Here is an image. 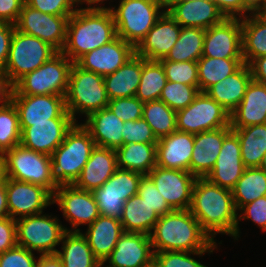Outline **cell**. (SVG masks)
<instances>
[{"instance_id":"obj_1","label":"cell","mask_w":266,"mask_h":267,"mask_svg":"<svg viewBox=\"0 0 266 267\" xmlns=\"http://www.w3.org/2000/svg\"><path fill=\"white\" fill-rule=\"evenodd\" d=\"M189 210L213 241L217 233L238 240V213L231 190L215 185L206 178H197Z\"/></svg>"},{"instance_id":"obj_2","label":"cell","mask_w":266,"mask_h":267,"mask_svg":"<svg viewBox=\"0 0 266 267\" xmlns=\"http://www.w3.org/2000/svg\"><path fill=\"white\" fill-rule=\"evenodd\" d=\"M116 37V25L108 7L77 8L68 19L66 43L61 52L75 63L84 54Z\"/></svg>"},{"instance_id":"obj_3","label":"cell","mask_w":266,"mask_h":267,"mask_svg":"<svg viewBox=\"0 0 266 267\" xmlns=\"http://www.w3.org/2000/svg\"><path fill=\"white\" fill-rule=\"evenodd\" d=\"M149 236L154 252H197L214 242L189 209L172 210L160 216Z\"/></svg>"},{"instance_id":"obj_4","label":"cell","mask_w":266,"mask_h":267,"mask_svg":"<svg viewBox=\"0 0 266 267\" xmlns=\"http://www.w3.org/2000/svg\"><path fill=\"white\" fill-rule=\"evenodd\" d=\"M96 147L90 133L75 123L52 153L53 176L58 185H73Z\"/></svg>"},{"instance_id":"obj_5","label":"cell","mask_w":266,"mask_h":267,"mask_svg":"<svg viewBox=\"0 0 266 267\" xmlns=\"http://www.w3.org/2000/svg\"><path fill=\"white\" fill-rule=\"evenodd\" d=\"M1 161L5 178L40 185L52 195L59 186L53 176L51 156L47 154L19 144L4 152Z\"/></svg>"},{"instance_id":"obj_6","label":"cell","mask_w":266,"mask_h":267,"mask_svg":"<svg viewBox=\"0 0 266 267\" xmlns=\"http://www.w3.org/2000/svg\"><path fill=\"white\" fill-rule=\"evenodd\" d=\"M109 103L104 77L87 71L73 63L65 95L66 110L75 119L78 113L85 117L95 111L106 108Z\"/></svg>"},{"instance_id":"obj_7","label":"cell","mask_w":266,"mask_h":267,"mask_svg":"<svg viewBox=\"0 0 266 267\" xmlns=\"http://www.w3.org/2000/svg\"><path fill=\"white\" fill-rule=\"evenodd\" d=\"M117 36L135 48L166 11L158 0H121L110 8Z\"/></svg>"},{"instance_id":"obj_8","label":"cell","mask_w":266,"mask_h":267,"mask_svg":"<svg viewBox=\"0 0 266 267\" xmlns=\"http://www.w3.org/2000/svg\"><path fill=\"white\" fill-rule=\"evenodd\" d=\"M73 62L62 52L36 70L20 78L9 95H60L65 96Z\"/></svg>"},{"instance_id":"obj_9","label":"cell","mask_w":266,"mask_h":267,"mask_svg":"<svg viewBox=\"0 0 266 267\" xmlns=\"http://www.w3.org/2000/svg\"><path fill=\"white\" fill-rule=\"evenodd\" d=\"M57 53L47 42L15 29L4 70L8 85L12 87L20 78L42 66Z\"/></svg>"},{"instance_id":"obj_10","label":"cell","mask_w":266,"mask_h":267,"mask_svg":"<svg viewBox=\"0 0 266 267\" xmlns=\"http://www.w3.org/2000/svg\"><path fill=\"white\" fill-rule=\"evenodd\" d=\"M43 213L30 215L16 220L17 245L40 255L56 254L68 229L62 226L57 217Z\"/></svg>"},{"instance_id":"obj_11","label":"cell","mask_w":266,"mask_h":267,"mask_svg":"<svg viewBox=\"0 0 266 267\" xmlns=\"http://www.w3.org/2000/svg\"><path fill=\"white\" fill-rule=\"evenodd\" d=\"M177 130L191 134L230 126V113L206 92H200L186 108L176 111Z\"/></svg>"},{"instance_id":"obj_12","label":"cell","mask_w":266,"mask_h":267,"mask_svg":"<svg viewBox=\"0 0 266 267\" xmlns=\"http://www.w3.org/2000/svg\"><path fill=\"white\" fill-rule=\"evenodd\" d=\"M69 17L42 13L24 3L14 25L16 30L35 36L61 52L66 43Z\"/></svg>"},{"instance_id":"obj_13","label":"cell","mask_w":266,"mask_h":267,"mask_svg":"<svg viewBox=\"0 0 266 267\" xmlns=\"http://www.w3.org/2000/svg\"><path fill=\"white\" fill-rule=\"evenodd\" d=\"M53 204L59 205L63 216L71 224L69 232H80L77 227L88 226L100 216L92 191L81 190L74 185H59L53 194Z\"/></svg>"},{"instance_id":"obj_14","label":"cell","mask_w":266,"mask_h":267,"mask_svg":"<svg viewBox=\"0 0 266 267\" xmlns=\"http://www.w3.org/2000/svg\"><path fill=\"white\" fill-rule=\"evenodd\" d=\"M155 187L173 210L190 208L197 177L189 171L155 166L149 173Z\"/></svg>"},{"instance_id":"obj_15","label":"cell","mask_w":266,"mask_h":267,"mask_svg":"<svg viewBox=\"0 0 266 267\" xmlns=\"http://www.w3.org/2000/svg\"><path fill=\"white\" fill-rule=\"evenodd\" d=\"M6 195L9 217L14 220L42 213L53 204V195L46 188L10 178H6Z\"/></svg>"},{"instance_id":"obj_16","label":"cell","mask_w":266,"mask_h":267,"mask_svg":"<svg viewBox=\"0 0 266 267\" xmlns=\"http://www.w3.org/2000/svg\"><path fill=\"white\" fill-rule=\"evenodd\" d=\"M76 122L73 118H53L50 122L20 123V144L49 156L62 144Z\"/></svg>"},{"instance_id":"obj_17","label":"cell","mask_w":266,"mask_h":267,"mask_svg":"<svg viewBox=\"0 0 266 267\" xmlns=\"http://www.w3.org/2000/svg\"><path fill=\"white\" fill-rule=\"evenodd\" d=\"M202 56L243 58L241 18H225L206 29Z\"/></svg>"},{"instance_id":"obj_18","label":"cell","mask_w":266,"mask_h":267,"mask_svg":"<svg viewBox=\"0 0 266 267\" xmlns=\"http://www.w3.org/2000/svg\"><path fill=\"white\" fill-rule=\"evenodd\" d=\"M17 109L19 123L50 122L53 118H72L66 110L65 96L9 95Z\"/></svg>"},{"instance_id":"obj_19","label":"cell","mask_w":266,"mask_h":267,"mask_svg":"<svg viewBox=\"0 0 266 267\" xmlns=\"http://www.w3.org/2000/svg\"><path fill=\"white\" fill-rule=\"evenodd\" d=\"M150 236L144 233L123 232L110 255L102 263L107 267H148L154 263Z\"/></svg>"},{"instance_id":"obj_20","label":"cell","mask_w":266,"mask_h":267,"mask_svg":"<svg viewBox=\"0 0 266 267\" xmlns=\"http://www.w3.org/2000/svg\"><path fill=\"white\" fill-rule=\"evenodd\" d=\"M135 54V47L117 36L111 42L84 54L75 63L84 70L104 77L115 72Z\"/></svg>"},{"instance_id":"obj_21","label":"cell","mask_w":266,"mask_h":267,"mask_svg":"<svg viewBox=\"0 0 266 267\" xmlns=\"http://www.w3.org/2000/svg\"><path fill=\"white\" fill-rule=\"evenodd\" d=\"M245 168L241 158L239 138L231 130L224 137L215 165L205 178L215 185L232 190L242 177Z\"/></svg>"},{"instance_id":"obj_22","label":"cell","mask_w":266,"mask_h":267,"mask_svg":"<svg viewBox=\"0 0 266 267\" xmlns=\"http://www.w3.org/2000/svg\"><path fill=\"white\" fill-rule=\"evenodd\" d=\"M181 26L165 11L135 48L136 54L149 61L164 59L175 45Z\"/></svg>"},{"instance_id":"obj_23","label":"cell","mask_w":266,"mask_h":267,"mask_svg":"<svg viewBox=\"0 0 266 267\" xmlns=\"http://www.w3.org/2000/svg\"><path fill=\"white\" fill-rule=\"evenodd\" d=\"M181 27L208 29L226 17L210 0H180L166 10Z\"/></svg>"},{"instance_id":"obj_24","label":"cell","mask_w":266,"mask_h":267,"mask_svg":"<svg viewBox=\"0 0 266 267\" xmlns=\"http://www.w3.org/2000/svg\"><path fill=\"white\" fill-rule=\"evenodd\" d=\"M194 134L176 130L156 143V165L190 172Z\"/></svg>"},{"instance_id":"obj_25","label":"cell","mask_w":266,"mask_h":267,"mask_svg":"<svg viewBox=\"0 0 266 267\" xmlns=\"http://www.w3.org/2000/svg\"><path fill=\"white\" fill-rule=\"evenodd\" d=\"M231 127H222L194 134V146L190 160V173L197 178H205L213 169L220 153L224 137Z\"/></svg>"},{"instance_id":"obj_26","label":"cell","mask_w":266,"mask_h":267,"mask_svg":"<svg viewBox=\"0 0 266 267\" xmlns=\"http://www.w3.org/2000/svg\"><path fill=\"white\" fill-rule=\"evenodd\" d=\"M266 123V84L253 79L247 85L243 100L230 113V127L243 128Z\"/></svg>"},{"instance_id":"obj_27","label":"cell","mask_w":266,"mask_h":267,"mask_svg":"<svg viewBox=\"0 0 266 267\" xmlns=\"http://www.w3.org/2000/svg\"><path fill=\"white\" fill-rule=\"evenodd\" d=\"M116 169V150L96 146L73 185L81 190L93 191L100 188L114 174Z\"/></svg>"},{"instance_id":"obj_28","label":"cell","mask_w":266,"mask_h":267,"mask_svg":"<svg viewBox=\"0 0 266 267\" xmlns=\"http://www.w3.org/2000/svg\"><path fill=\"white\" fill-rule=\"evenodd\" d=\"M123 125L124 122L108 107L91 113L82 124L97 147L115 150L123 145Z\"/></svg>"},{"instance_id":"obj_29","label":"cell","mask_w":266,"mask_h":267,"mask_svg":"<svg viewBox=\"0 0 266 267\" xmlns=\"http://www.w3.org/2000/svg\"><path fill=\"white\" fill-rule=\"evenodd\" d=\"M124 230L118 218L100 215L81 234L86 238L94 256L101 264L115 248Z\"/></svg>"},{"instance_id":"obj_30","label":"cell","mask_w":266,"mask_h":267,"mask_svg":"<svg viewBox=\"0 0 266 267\" xmlns=\"http://www.w3.org/2000/svg\"><path fill=\"white\" fill-rule=\"evenodd\" d=\"M251 80L249 66L243 64L232 75L211 86L206 93L231 113L243 100L247 85Z\"/></svg>"},{"instance_id":"obj_31","label":"cell","mask_w":266,"mask_h":267,"mask_svg":"<svg viewBox=\"0 0 266 267\" xmlns=\"http://www.w3.org/2000/svg\"><path fill=\"white\" fill-rule=\"evenodd\" d=\"M142 74V57L133 55L112 74L104 76L109 100L136 95Z\"/></svg>"},{"instance_id":"obj_32","label":"cell","mask_w":266,"mask_h":267,"mask_svg":"<svg viewBox=\"0 0 266 267\" xmlns=\"http://www.w3.org/2000/svg\"><path fill=\"white\" fill-rule=\"evenodd\" d=\"M160 216L138 194L124 202L119 220L124 232L150 235Z\"/></svg>"},{"instance_id":"obj_33","label":"cell","mask_w":266,"mask_h":267,"mask_svg":"<svg viewBox=\"0 0 266 267\" xmlns=\"http://www.w3.org/2000/svg\"><path fill=\"white\" fill-rule=\"evenodd\" d=\"M61 242L62 250H57L56 255L60 258L63 267H102L81 231H67Z\"/></svg>"},{"instance_id":"obj_34","label":"cell","mask_w":266,"mask_h":267,"mask_svg":"<svg viewBox=\"0 0 266 267\" xmlns=\"http://www.w3.org/2000/svg\"><path fill=\"white\" fill-rule=\"evenodd\" d=\"M241 27L243 61L248 65L253 59L266 56V17L249 14L241 18Z\"/></svg>"},{"instance_id":"obj_35","label":"cell","mask_w":266,"mask_h":267,"mask_svg":"<svg viewBox=\"0 0 266 267\" xmlns=\"http://www.w3.org/2000/svg\"><path fill=\"white\" fill-rule=\"evenodd\" d=\"M117 168L142 175L156 166V143H130L116 149Z\"/></svg>"},{"instance_id":"obj_36","label":"cell","mask_w":266,"mask_h":267,"mask_svg":"<svg viewBox=\"0 0 266 267\" xmlns=\"http://www.w3.org/2000/svg\"><path fill=\"white\" fill-rule=\"evenodd\" d=\"M231 129L239 138L244 166L259 167L266 154V123Z\"/></svg>"},{"instance_id":"obj_37","label":"cell","mask_w":266,"mask_h":267,"mask_svg":"<svg viewBox=\"0 0 266 267\" xmlns=\"http://www.w3.org/2000/svg\"><path fill=\"white\" fill-rule=\"evenodd\" d=\"M243 64V58L202 56L197 61L200 92H206L211 86L236 72Z\"/></svg>"},{"instance_id":"obj_38","label":"cell","mask_w":266,"mask_h":267,"mask_svg":"<svg viewBox=\"0 0 266 267\" xmlns=\"http://www.w3.org/2000/svg\"><path fill=\"white\" fill-rule=\"evenodd\" d=\"M237 212L246 204L266 196V173L259 167H247L231 190Z\"/></svg>"},{"instance_id":"obj_39","label":"cell","mask_w":266,"mask_h":267,"mask_svg":"<svg viewBox=\"0 0 266 267\" xmlns=\"http://www.w3.org/2000/svg\"><path fill=\"white\" fill-rule=\"evenodd\" d=\"M205 30L194 27H181L179 38L164 59L173 62H197L203 53Z\"/></svg>"},{"instance_id":"obj_40","label":"cell","mask_w":266,"mask_h":267,"mask_svg":"<svg viewBox=\"0 0 266 267\" xmlns=\"http://www.w3.org/2000/svg\"><path fill=\"white\" fill-rule=\"evenodd\" d=\"M166 82L162 64L142 57V74L135 96L143 103L159 100Z\"/></svg>"},{"instance_id":"obj_41","label":"cell","mask_w":266,"mask_h":267,"mask_svg":"<svg viewBox=\"0 0 266 267\" xmlns=\"http://www.w3.org/2000/svg\"><path fill=\"white\" fill-rule=\"evenodd\" d=\"M142 118L152 128L157 139L177 130L176 111L161 100L144 102Z\"/></svg>"},{"instance_id":"obj_42","label":"cell","mask_w":266,"mask_h":267,"mask_svg":"<svg viewBox=\"0 0 266 267\" xmlns=\"http://www.w3.org/2000/svg\"><path fill=\"white\" fill-rule=\"evenodd\" d=\"M21 128L18 112L14 104L8 99L0 103V156L19 145Z\"/></svg>"},{"instance_id":"obj_43","label":"cell","mask_w":266,"mask_h":267,"mask_svg":"<svg viewBox=\"0 0 266 267\" xmlns=\"http://www.w3.org/2000/svg\"><path fill=\"white\" fill-rule=\"evenodd\" d=\"M142 174L126 169L117 168L114 174L100 187L105 192H114L126 202L130 197L138 194V187Z\"/></svg>"},{"instance_id":"obj_44","label":"cell","mask_w":266,"mask_h":267,"mask_svg":"<svg viewBox=\"0 0 266 267\" xmlns=\"http://www.w3.org/2000/svg\"><path fill=\"white\" fill-rule=\"evenodd\" d=\"M199 93V86L167 81L159 100L171 109L178 111L192 103Z\"/></svg>"},{"instance_id":"obj_45","label":"cell","mask_w":266,"mask_h":267,"mask_svg":"<svg viewBox=\"0 0 266 267\" xmlns=\"http://www.w3.org/2000/svg\"><path fill=\"white\" fill-rule=\"evenodd\" d=\"M217 243L214 241L206 250L197 252L186 251H163L154 252V264L157 267H207L198 262L192 255L202 256L206 252L213 253L214 248L217 249Z\"/></svg>"},{"instance_id":"obj_46","label":"cell","mask_w":266,"mask_h":267,"mask_svg":"<svg viewBox=\"0 0 266 267\" xmlns=\"http://www.w3.org/2000/svg\"><path fill=\"white\" fill-rule=\"evenodd\" d=\"M159 62L164 68L167 81L199 86L197 62L168 60H159Z\"/></svg>"},{"instance_id":"obj_47","label":"cell","mask_w":266,"mask_h":267,"mask_svg":"<svg viewBox=\"0 0 266 267\" xmlns=\"http://www.w3.org/2000/svg\"><path fill=\"white\" fill-rule=\"evenodd\" d=\"M122 135L123 145L130 143H157L158 141L152 128L143 118L124 122Z\"/></svg>"},{"instance_id":"obj_48","label":"cell","mask_w":266,"mask_h":267,"mask_svg":"<svg viewBox=\"0 0 266 267\" xmlns=\"http://www.w3.org/2000/svg\"><path fill=\"white\" fill-rule=\"evenodd\" d=\"M144 103L136 96L111 99L108 108L123 122L136 121L142 118Z\"/></svg>"},{"instance_id":"obj_49","label":"cell","mask_w":266,"mask_h":267,"mask_svg":"<svg viewBox=\"0 0 266 267\" xmlns=\"http://www.w3.org/2000/svg\"><path fill=\"white\" fill-rule=\"evenodd\" d=\"M138 195L145 200L159 216H163L173 210L159 193L148 175H143L140 179Z\"/></svg>"},{"instance_id":"obj_50","label":"cell","mask_w":266,"mask_h":267,"mask_svg":"<svg viewBox=\"0 0 266 267\" xmlns=\"http://www.w3.org/2000/svg\"><path fill=\"white\" fill-rule=\"evenodd\" d=\"M25 3L42 13L57 16H71L77 10L76 5L83 4L82 0H25Z\"/></svg>"},{"instance_id":"obj_51","label":"cell","mask_w":266,"mask_h":267,"mask_svg":"<svg viewBox=\"0 0 266 267\" xmlns=\"http://www.w3.org/2000/svg\"><path fill=\"white\" fill-rule=\"evenodd\" d=\"M97 202L100 215L120 218L124 201L114 192H105L102 188L92 191Z\"/></svg>"},{"instance_id":"obj_52","label":"cell","mask_w":266,"mask_h":267,"mask_svg":"<svg viewBox=\"0 0 266 267\" xmlns=\"http://www.w3.org/2000/svg\"><path fill=\"white\" fill-rule=\"evenodd\" d=\"M36 262L33 252L19 245L0 254V267H34Z\"/></svg>"},{"instance_id":"obj_53","label":"cell","mask_w":266,"mask_h":267,"mask_svg":"<svg viewBox=\"0 0 266 267\" xmlns=\"http://www.w3.org/2000/svg\"><path fill=\"white\" fill-rule=\"evenodd\" d=\"M239 211L240 215H237L238 224L241 219H249L261 227L262 231L266 232V196L244 205Z\"/></svg>"},{"instance_id":"obj_54","label":"cell","mask_w":266,"mask_h":267,"mask_svg":"<svg viewBox=\"0 0 266 267\" xmlns=\"http://www.w3.org/2000/svg\"><path fill=\"white\" fill-rule=\"evenodd\" d=\"M16 245V220L9 216L0 218V254Z\"/></svg>"},{"instance_id":"obj_55","label":"cell","mask_w":266,"mask_h":267,"mask_svg":"<svg viewBox=\"0 0 266 267\" xmlns=\"http://www.w3.org/2000/svg\"><path fill=\"white\" fill-rule=\"evenodd\" d=\"M15 25L0 20V70L4 72L7 63Z\"/></svg>"},{"instance_id":"obj_56","label":"cell","mask_w":266,"mask_h":267,"mask_svg":"<svg viewBox=\"0 0 266 267\" xmlns=\"http://www.w3.org/2000/svg\"><path fill=\"white\" fill-rule=\"evenodd\" d=\"M25 0H0V20L15 24Z\"/></svg>"},{"instance_id":"obj_57","label":"cell","mask_w":266,"mask_h":267,"mask_svg":"<svg viewBox=\"0 0 266 267\" xmlns=\"http://www.w3.org/2000/svg\"><path fill=\"white\" fill-rule=\"evenodd\" d=\"M226 18H242V0H210Z\"/></svg>"},{"instance_id":"obj_58","label":"cell","mask_w":266,"mask_h":267,"mask_svg":"<svg viewBox=\"0 0 266 267\" xmlns=\"http://www.w3.org/2000/svg\"><path fill=\"white\" fill-rule=\"evenodd\" d=\"M252 79L266 84V56L253 59L249 64Z\"/></svg>"},{"instance_id":"obj_59","label":"cell","mask_w":266,"mask_h":267,"mask_svg":"<svg viewBox=\"0 0 266 267\" xmlns=\"http://www.w3.org/2000/svg\"><path fill=\"white\" fill-rule=\"evenodd\" d=\"M266 8V0H242V18L249 14H260Z\"/></svg>"},{"instance_id":"obj_60","label":"cell","mask_w":266,"mask_h":267,"mask_svg":"<svg viewBox=\"0 0 266 267\" xmlns=\"http://www.w3.org/2000/svg\"><path fill=\"white\" fill-rule=\"evenodd\" d=\"M34 267H63L56 254L40 255Z\"/></svg>"},{"instance_id":"obj_61","label":"cell","mask_w":266,"mask_h":267,"mask_svg":"<svg viewBox=\"0 0 266 267\" xmlns=\"http://www.w3.org/2000/svg\"><path fill=\"white\" fill-rule=\"evenodd\" d=\"M9 216L7 195H6V178L2 174L0 176V218Z\"/></svg>"},{"instance_id":"obj_62","label":"cell","mask_w":266,"mask_h":267,"mask_svg":"<svg viewBox=\"0 0 266 267\" xmlns=\"http://www.w3.org/2000/svg\"><path fill=\"white\" fill-rule=\"evenodd\" d=\"M11 87L8 85L4 72L0 70V103L9 99Z\"/></svg>"},{"instance_id":"obj_63","label":"cell","mask_w":266,"mask_h":267,"mask_svg":"<svg viewBox=\"0 0 266 267\" xmlns=\"http://www.w3.org/2000/svg\"><path fill=\"white\" fill-rule=\"evenodd\" d=\"M162 7L167 10L169 7H171L174 3L180 1V0H158Z\"/></svg>"},{"instance_id":"obj_64","label":"cell","mask_w":266,"mask_h":267,"mask_svg":"<svg viewBox=\"0 0 266 267\" xmlns=\"http://www.w3.org/2000/svg\"><path fill=\"white\" fill-rule=\"evenodd\" d=\"M105 0H82L83 4H87L89 7H91L92 5L99 4V3H103Z\"/></svg>"},{"instance_id":"obj_65","label":"cell","mask_w":266,"mask_h":267,"mask_svg":"<svg viewBox=\"0 0 266 267\" xmlns=\"http://www.w3.org/2000/svg\"><path fill=\"white\" fill-rule=\"evenodd\" d=\"M259 168L266 173V154L263 157V160H262L261 165L259 166Z\"/></svg>"},{"instance_id":"obj_66","label":"cell","mask_w":266,"mask_h":267,"mask_svg":"<svg viewBox=\"0 0 266 267\" xmlns=\"http://www.w3.org/2000/svg\"><path fill=\"white\" fill-rule=\"evenodd\" d=\"M2 175V161H1V156H0V176Z\"/></svg>"},{"instance_id":"obj_67","label":"cell","mask_w":266,"mask_h":267,"mask_svg":"<svg viewBox=\"0 0 266 267\" xmlns=\"http://www.w3.org/2000/svg\"><path fill=\"white\" fill-rule=\"evenodd\" d=\"M261 14L266 17V8Z\"/></svg>"},{"instance_id":"obj_68","label":"cell","mask_w":266,"mask_h":267,"mask_svg":"<svg viewBox=\"0 0 266 267\" xmlns=\"http://www.w3.org/2000/svg\"><path fill=\"white\" fill-rule=\"evenodd\" d=\"M148 267H157V266L153 263V264H151V265L148 266Z\"/></svg>"}]
</instances>
